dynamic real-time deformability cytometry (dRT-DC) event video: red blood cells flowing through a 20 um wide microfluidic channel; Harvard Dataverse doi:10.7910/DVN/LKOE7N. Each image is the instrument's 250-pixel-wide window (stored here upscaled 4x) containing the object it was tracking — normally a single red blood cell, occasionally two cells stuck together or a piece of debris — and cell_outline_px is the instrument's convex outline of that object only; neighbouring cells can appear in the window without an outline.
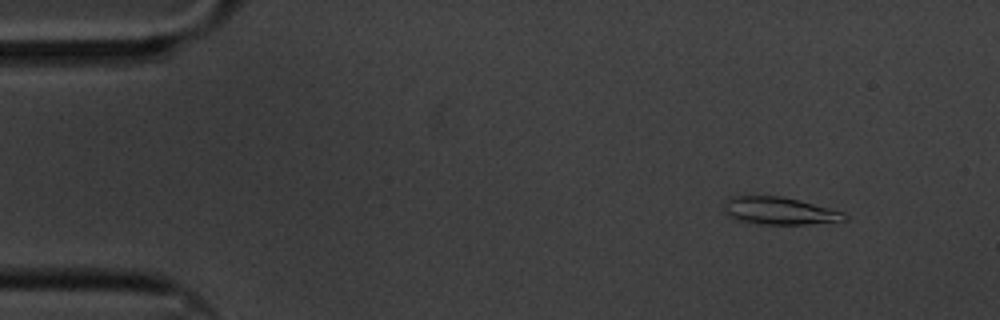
{"species": "common noctule bat (a hibernating species)", "species_latin": "Nyctalus noctula", "temperature_condition": "cold", "stored_images_in_passage": 56, "camera_frame_rate_fps": 3000, "um_per_image_px": 0.085, "animal": {"sex": "male", "body_mass_g": 20.1, "forearm_length_mm": 53.5}, "frame": {"image": 1, "passage_image": 2, "time_ms": 0.333, "image_size_px": [1000, 320], "cell_outline_px": [[848, 220], [808, 224], [756, 224], [736, 220], [724, 216], [724, 200], [732, 196], [780, 196], [844, 212], [848, 216]], "centroid_in_image_um": [66.17, 17.94], "position_along_channel_um": 18.8, "area_um2": 19.36}}
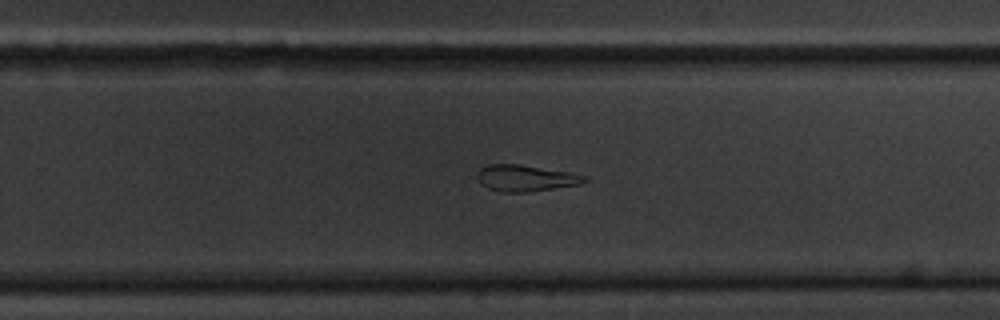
{"frame": {"image": 2, "passage_image": 34, "time_ms": 11.0, "image_size_px": [1000, 320], "cell_outline_px": [[588, 180], [580, 184], [524, 192], [504, 192], [488, 188], [480, 184], [476, 176], [476, 172], [480, 168], [488, 164], [520, 164], [568, 172], [588, 176]], "centroid_in_image_um": [44.63, 15.13], "position_along_channel_um": 285.2, "area_um2": 16.42}}
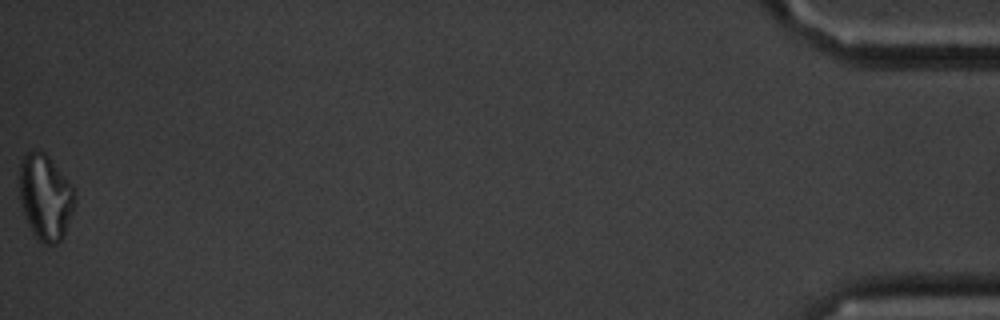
{"frame": {"image": 3, "passage_image": 56, "time_ms": 18.333, "image_size_px": [1000, 320], "cell_outline_px": [[76, 204], [64, 236], [56, 244], [44, 244], [36, 240], [24, 216], [20, 204], [20, 160], [28, 152], [44, 152], [48, 156], [72, 188], [76, 196]], "centroid_in_image_um": [3.85, 16.83], "position_along_channel_um": 431.4, "area_um2": 27.51}, "authors_computed_cell_mechanics": {"area_um2": 18.3515, "velocity_mm_per_s": 3.3148, "shape_relaxation_time_tau1_ms": null, "shape_relaxation_time_tau2_ms": 10.1599, "deformation_change_tau1": null, "deformation_change_tau2": 0.2488}}